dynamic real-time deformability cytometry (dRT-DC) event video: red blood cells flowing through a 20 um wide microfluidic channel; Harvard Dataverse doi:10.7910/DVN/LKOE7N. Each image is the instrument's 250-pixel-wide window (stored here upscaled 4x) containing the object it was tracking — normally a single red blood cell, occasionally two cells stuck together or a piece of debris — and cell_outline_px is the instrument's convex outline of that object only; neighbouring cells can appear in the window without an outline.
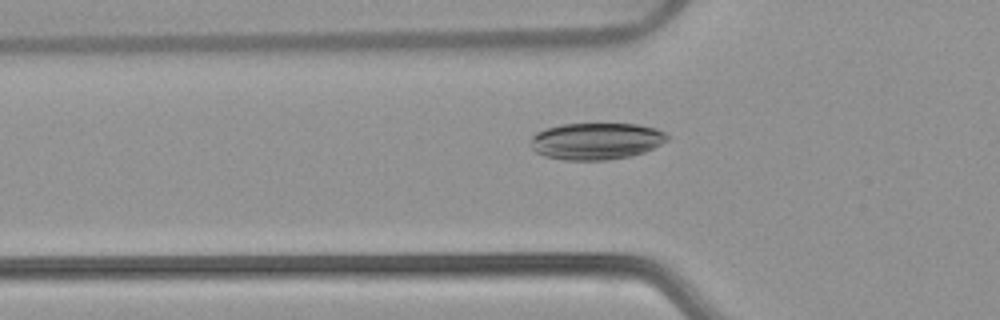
{"species": "common noctule bat (a hibernating species)", "species_latin": "Nyctalus noctula", "temperature_condition": "warm", "stored_images_in_passage": 53, "camera_frame_rate_fps": 3000, "um_per_image_px": 0.085, "animal": {"sex": "female", "body_mass_g": 22.7, "forearm_length_mm": 54.2}, "frame": {"image": 1, "passage_image": 18, "time_ms": 5.667, "image_size_px": [1000, 320], "cell_outline_px": [[672, 136], [668, 140], [644, 152], [632, 156], [608, 160], [564, 160], [544, 156], [536, 152], [532, 148], [532, 136], [536, 132], [544, 128], [560, 124], [636, 124], [656, 128]], "centroid_in_image_um": [50.69, 11.99], "position_along_channel_um": 75.1, "area_um2": 29.48}}
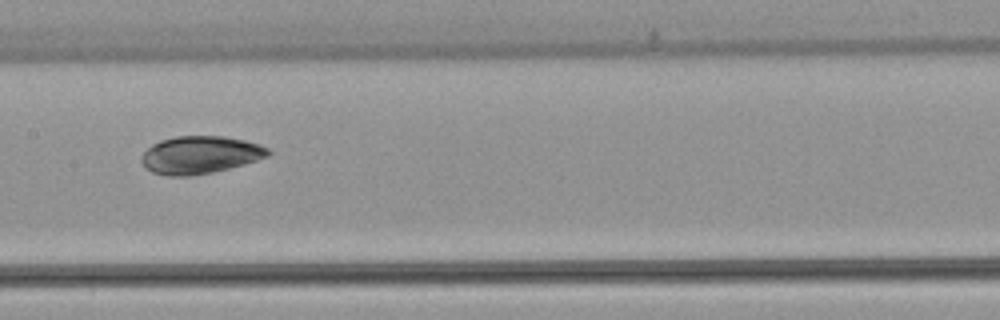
{"frame": {"image": 2, "passage_image": 27, "time_ms": 8.667, "image_size_px": [1000, 320], "cell_outline_px": [[272, 152], [268, 156], [244, 164], [212, 172], [192, 176], [168, 176], [152, 172], [144, 168], [140, 160], [144, 152], [152, 144], [160, 140], [176, 136], [224, 136], [244, 140], [260, 144], [268, 148]], "centroid_in_image_um": [16.99, 13.16], "position_along_channel_um": 190.4, "area_um2": 27.86}}
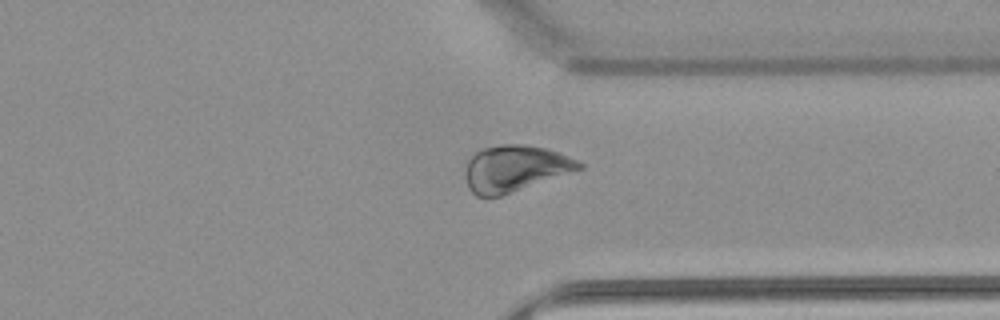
{"frame": {"image": 3, "passage_image": 41, "time_ms": 13.333, "image_size_px": [1000, 320], "cell_outline_px": [[584, 168], [500, 196], [476, 196], [468, 188], [464, 176], [464, 172], [468, 160], [476, 152], [484, 148], [500, 144], [524, 144], [544, 148], [556, 152], [576, 160], [584, 164]], "centroid_in_image_um": [43.73, 14.32], "position_along_channel_um": 367.7, "area_um2": 30.46}}